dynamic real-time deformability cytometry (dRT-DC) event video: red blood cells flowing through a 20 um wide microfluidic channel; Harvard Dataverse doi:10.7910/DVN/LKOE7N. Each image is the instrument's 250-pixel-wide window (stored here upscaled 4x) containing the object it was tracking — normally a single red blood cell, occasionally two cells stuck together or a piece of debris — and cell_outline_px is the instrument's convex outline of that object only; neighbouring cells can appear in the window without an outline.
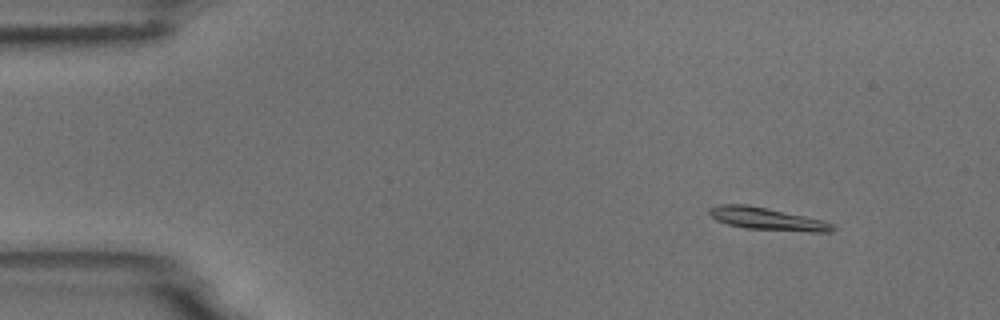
{"species": "common noctule bat (a hibernating species)", "species_latin": "Nyctalus noctula", "temperature_condition": "room temperature", "stored_images_in_passage": 5, "camera_frame_rate_fps": 3000, "um_per_image_px": 0.085, "animal": {"sex": "male", "body_mass_g": 18.8}, "frame": {"image": 1, "passage_image": 1, "time_ms": 0.0, "image_size_px": [1000, 320], "cell_outline_px": [[836, 228], [832, 232], [812, 232], [748, 228], [728, 224], [716, 220], [708, 212], [708, 208], [720, 204], [748, 204], [824, 220], [836, 224]], "centroid_in_image_um": [65.26, 18.6], "position_along_channel_um": 19.7, "area_um2": 16.13}}